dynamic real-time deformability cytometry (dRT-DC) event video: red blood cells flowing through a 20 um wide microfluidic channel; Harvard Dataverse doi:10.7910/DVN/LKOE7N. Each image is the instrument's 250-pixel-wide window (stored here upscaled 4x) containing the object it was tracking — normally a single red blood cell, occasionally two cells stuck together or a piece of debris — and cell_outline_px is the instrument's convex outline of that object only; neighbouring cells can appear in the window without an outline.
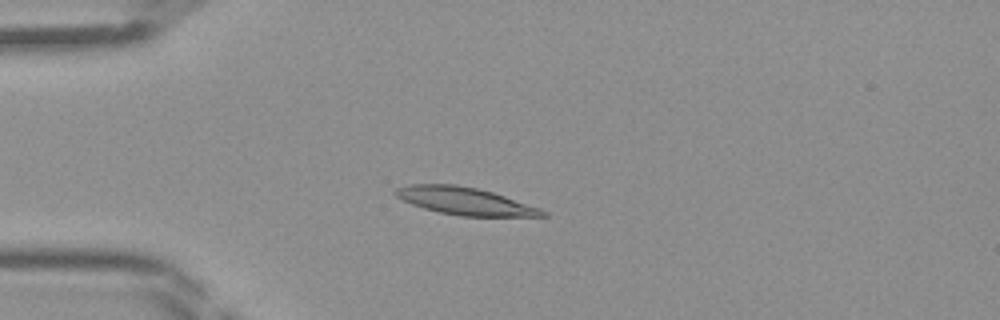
{"species": "Egyptian fruit bat (a non-hibernating species)", "species_latin": "Rousettus aegyptiacus", "temperature_condition": "room temperature", "stored_images_in_passage": 45, "camera_frame_rate_fps": 3000, "um_per_image_px": 0.085, "frame": {"image": 1, "passage_image": 12, "time_ms": 3.667, "image_size_px": [1000, 320], "cell_outline_px": [[548, 216], [460, 216], [440, 212], [424, 208], [412, 204], [396, 196], [392, 192], [396, 188], [408, 184], [456, 184], [476, 188], [492, 192], [540, 208], [548, 212]], "centroid_in_image_um": [39.5, 17.08], "position_along_channel_um": 45.5, "area_um2": 23.35}}
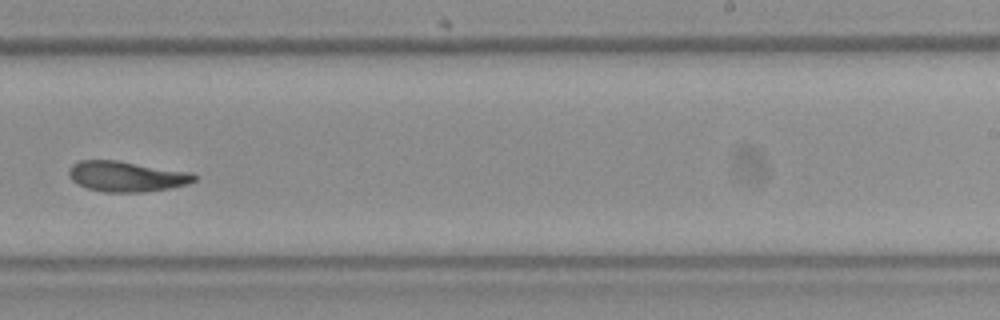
{"frame": {"image": 2, "passage_image": 29, "time_ms": 9.333, "image_size_px": [1000, 320], "cell_outline_px": [[200, 176], [196, 180], [188, 184], [168, 188], [144, 192], [104, 192], [88, 188], [72, 180], [68, 172], [68, 168], [72, 164], [80, 160], [116, 160], [192, 172]], "centroid_in_image_um": [10.79, 14.99], "position_along_channel_um": 278.2, "area_um2": 22.31}}
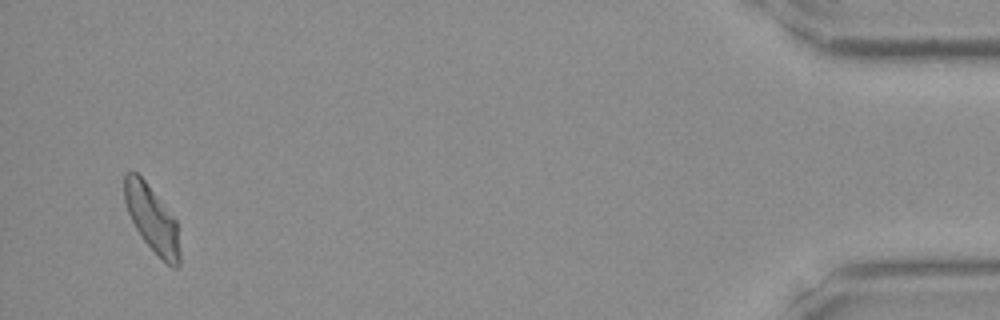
{"frame": {"image": 3, "passage_image": 44, "time_ms": 14.333, "image_size_px": [1000, 320], "cell_outline_px": [[180, 264], [176, 268], [172, 268], [144, 240], [136, 228], [128, 212], [124, 200], [124, 176], [128, 172], [136, 172], [144, 180], [176, 220], [180, 252]], "centroid_in_image_um": [12.92, 18.61], "position_along_channel_um": 422.3, "area_um2": 20.81}}